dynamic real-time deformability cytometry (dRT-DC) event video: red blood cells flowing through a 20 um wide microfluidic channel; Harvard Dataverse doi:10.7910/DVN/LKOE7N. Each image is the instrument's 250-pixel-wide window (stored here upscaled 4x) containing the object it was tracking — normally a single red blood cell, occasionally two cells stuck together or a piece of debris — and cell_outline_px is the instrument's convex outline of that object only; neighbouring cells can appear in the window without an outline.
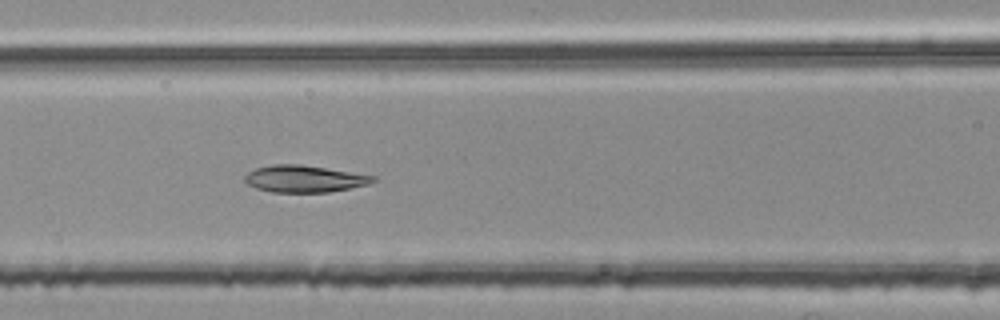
{"species": "common noctule bat (a hibernating species)", "species_latin": "Nyctalus noctula", "temperature_condition": "room temperature", "stored_images_in_passage": 36, "camera_frame_rate_fps": 3000, "um_per_image_px": 0.085, "animal": {"sex": "female", "body_mass_g": 25.1}, "frame": {"image": 1, "passage_image": 12, "time_ms": 3.667, "image_size_px": [1000, 320], "cell_outline_px": [[376, 180], [368, 184], [328, 192], [272, 192], [256, 188], [248, 184], [244, 180], [244, 176], [248, 172], [256, 168], [272, 164], [300, 164], [376, 176]], "centroid_in_image_um": [25.83, 15.19], "position_along_channel_um": 140.8, "area_um2": 19.94}}
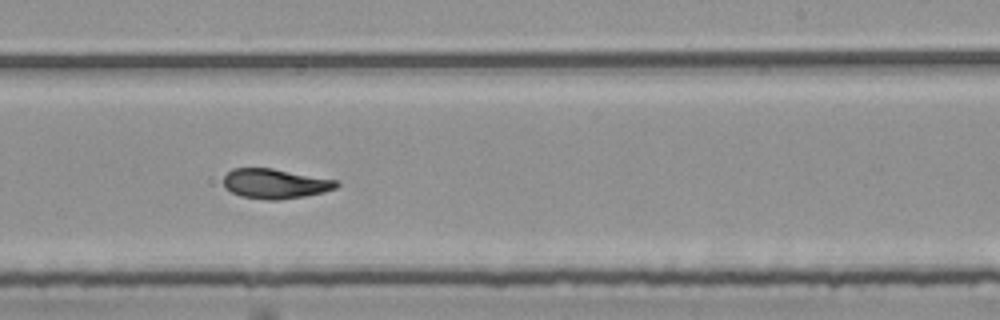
{"frame": {"image": 2, "passage_image": 22, "time_ms": 7.0, "image_size_px": [1000, 320], "cell_outline_px": [[340, 184], [336, 188], [324, 192], [304, 196], [280, 200], [264, 200], [240, 196], [224, 188], [224, 176], [232, 168], [272, 168], [336, 180]], "centroid_in_image_um": [23.37, 15.62], "position_along_channel_um": 265.6, "area_um2": 19.65}}
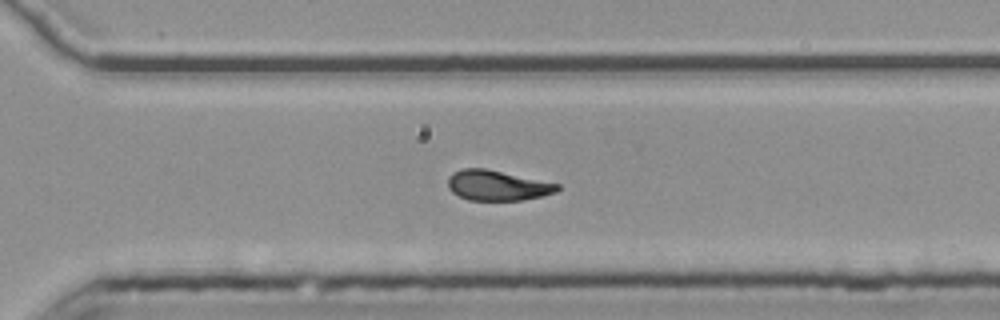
{"frame": {"image": 3, "passage_image": 27, "time_ms": 8.667, "image_size_px": [1000, 320], "cell_outline_px": [[560, 188], [556, 192], [540, 196], [520, 200], [468, 200], [452, 192], [448, 188], [448, 180], [452, 172], [460, 168], [488, 168], [560, 184]], "centroid_in_image_um": [42.26, 15.74], "position_along_channel_um": 328.3, "area_um2": 19.36}, "authors_computed_cell_mechanics": {"area_um2": 19.9121, "velocity_mm_per_s": 3.76, "shape_relaxation_time_tau1_ms": null, "shape_relaxation_time_tau2_ms": 2.4706, "deformation_change_tau1": null, "deformation_change_tau2": 0.0658}}